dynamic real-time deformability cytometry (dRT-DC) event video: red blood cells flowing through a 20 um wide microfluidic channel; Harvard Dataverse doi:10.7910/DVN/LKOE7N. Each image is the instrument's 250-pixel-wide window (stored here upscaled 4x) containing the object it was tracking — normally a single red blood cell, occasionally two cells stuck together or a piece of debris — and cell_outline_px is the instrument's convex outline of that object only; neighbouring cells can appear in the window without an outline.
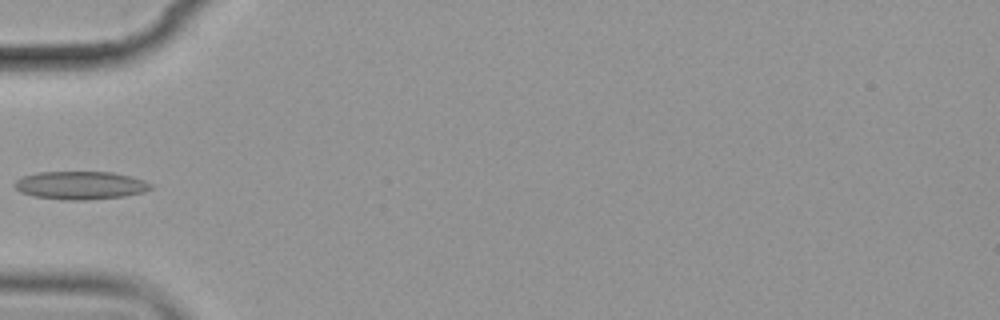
{"species": "common noctule bat (a hibernating species)", "species_latin": "Nyctalus noctula", "temperature_condition": "cold", "stored_images_in_passage": 6, "camera_frame_rate_fps": 3000, "um_per_image_px": 0.085, "animal": {"sex": "female", "body_mass_g": 19.9}, "frame": {"image": 1, "passage_image": 6, "time_ms": 6.0, "image_size_px": [1000, 320], "cell_outline_px": [[152, 188], [144, 192], [124, 196], [84, 200], [64, 200], [32, 196], [20, 192], [12, 184], [16, 180], [24, 176], [36, 172], [112, 172], [132, 176], [144, 180], [152, 184]], "centroid_in_image_um": [6.83, 15.75], "position_along_channel_um": 78.2, "area_um2": 22.43}}